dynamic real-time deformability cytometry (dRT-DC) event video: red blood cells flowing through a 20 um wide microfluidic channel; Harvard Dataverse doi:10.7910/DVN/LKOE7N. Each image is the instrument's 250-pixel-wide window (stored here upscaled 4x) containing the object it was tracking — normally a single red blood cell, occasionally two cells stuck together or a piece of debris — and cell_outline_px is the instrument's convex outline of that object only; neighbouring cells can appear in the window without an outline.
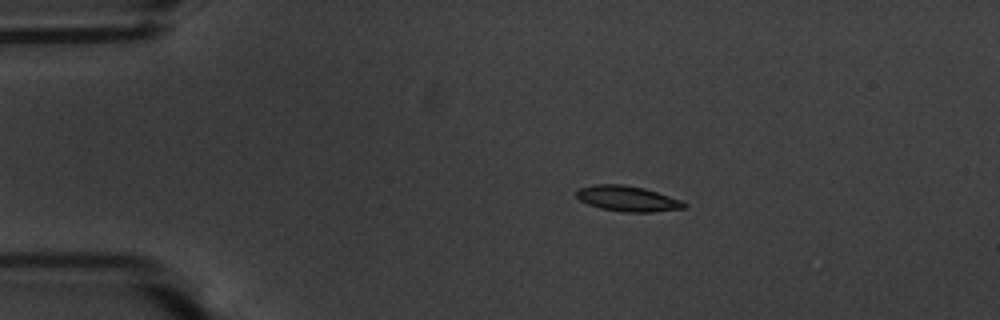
{"species": "common noctule bat (a hibernating species)", "species_latin": "Nyctalus noctula", "temperature_condition": "warm", "stored_images_in_passage": 46, "camera_frame_rate_fps": 3000, "um_per_image_px": 0.085, "animal": {"sex": "male", "body_mass_g": 20.1, "forearm_length_mm": 53.5}, "frame": {"image": 1, "passage_image": 1, "time_ms": 0.0, "image_size_px": [1000, 320], "cell_outline_px": [[688, 204], [684, 208], [652, 212], [624, 212], [600, 208], [588, 204], [580, 200], [576, 196], [576, 188], [596, 184], [624, 184], [644, 188], [680, 200]], "centroid_in_image_um": [53.3, 16.88], "position_along_channel_um": 31.7, "area_um2": 15.95}}
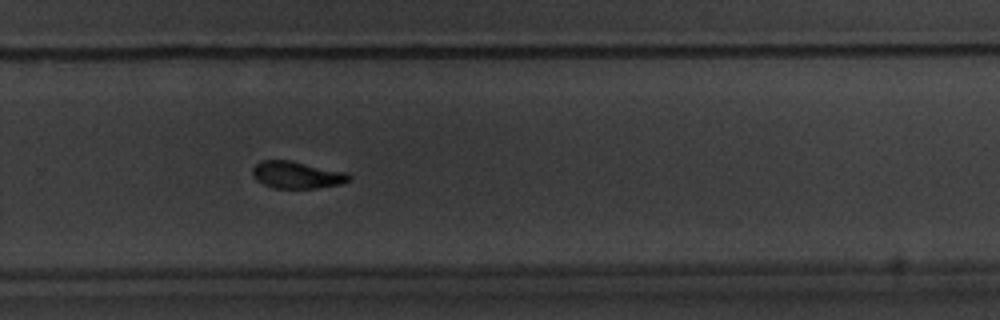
{"frame": {"image": 2, "passage_image": 28, "time_ms": 9.0, "image_size_px": [1000, 320], "cell_outline_px": [[352, 176], [344, 184], [316, 188], [272, 188], [256, 180], [252, 176], [252, 168], [260, 160], [288, 160], [348, 172]], "centroid_in_image_um": [25.24, 14.87], "position_along_channel_um": 304.6, "area_um2": 15.37}}
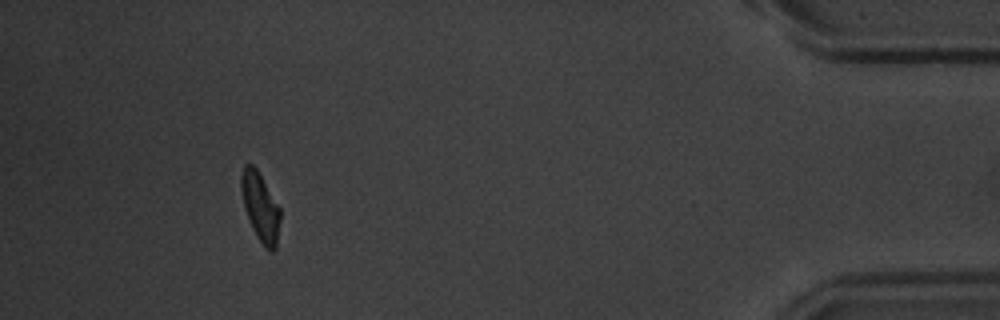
{"frame": {"image": 3, "passage_image": 42, "time_ms": 13.667, "image_size_px": [1000, 320], "cell_outline_px": [[280, 220], [276, 248], [272, 252], [268, 252], [264, 248], [256, 236], [252, 228], [244, 208], [240, 188], [240, 176], [244, 164], [252, 164], [256, 168], [280, 208]], "centroid_in_image_um": [22.11, 17.62], "position_along_channel_um": 413.1, "area_um2": 15.72}, "authors_computed_cell_mechanics": {"area_um2": 15.9239, "velocity_mm_per_s": 3.5953, "shape_relaxation_time_tau1_ms": 2.511, "shape_relaxation_time_tau2_ms": 3.4582, "deformation_change_tau1": 0.1409, "deformation_change_tau2": 0.0907}}